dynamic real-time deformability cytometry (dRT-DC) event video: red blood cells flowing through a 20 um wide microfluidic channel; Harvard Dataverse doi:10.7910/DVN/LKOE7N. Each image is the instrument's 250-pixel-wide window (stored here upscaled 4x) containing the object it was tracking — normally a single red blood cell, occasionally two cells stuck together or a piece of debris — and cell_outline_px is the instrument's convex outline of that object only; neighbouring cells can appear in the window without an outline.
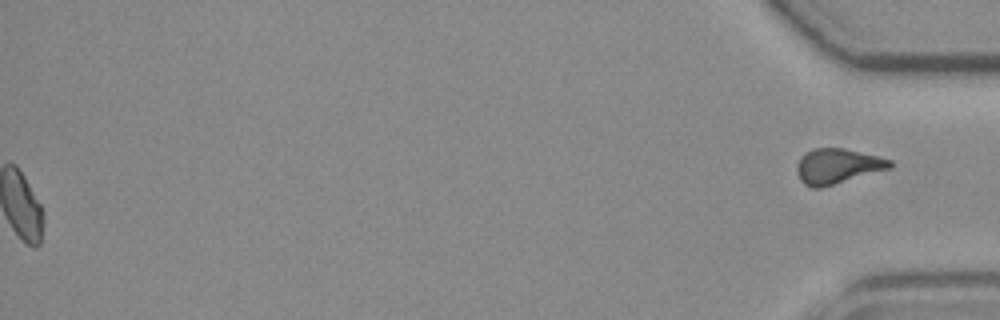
{"species": "common noctule bat (a hibernating species)", "species_latin": "Nyctalus noctula", "temperature_condition": "room temperature", "stored_images_in_passage": 49, "segment_of_instrument_passage": [2, 2], "camera_frame_rate_fps": 3000, "um_per_image_px": 0.085, "animal": {"sex": "female", "body_mass_g": 19.3, "forearm_length_mm": 54.1}, "frame": {"image": 1, "passage_image": 49, "time_ms": 16.0, "image_size_px": [1000, 320], "cell_outline_px": [[892, 168], [820, 188], [812, 188], [804, 184], [800, 180], [796, 172], [796, 164], [800, 156], [812, 148], [844, 148], [892, 160]], "centroid_in_image_um": [71.15, 14.12], "position_along_channel_um": 364.1, "area_um2": 19.13}}